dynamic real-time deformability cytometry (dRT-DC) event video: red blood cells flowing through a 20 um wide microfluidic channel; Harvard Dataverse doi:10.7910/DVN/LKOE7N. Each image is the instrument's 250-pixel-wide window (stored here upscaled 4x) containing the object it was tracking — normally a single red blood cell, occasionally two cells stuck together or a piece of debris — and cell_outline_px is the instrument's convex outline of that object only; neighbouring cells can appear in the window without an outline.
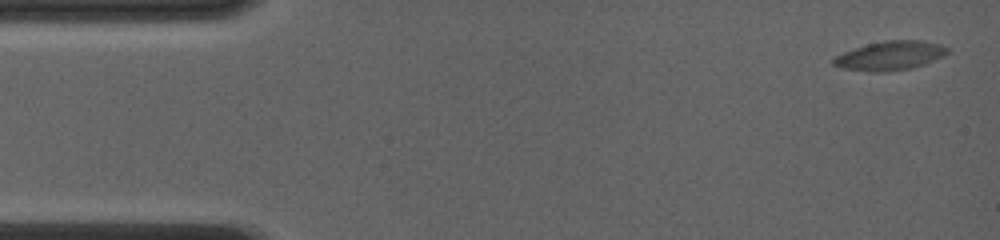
{"species": "common noctule bat (a hibernating species)", "species_latin": "Nyctalus noctula", "temperature_condition": "room temperature", "stored_images_in_passage": 8, "camera_frame_rate_fps": 4000, "um_per_image_px": 0.085, "animal": {"sex": "female", "body_mass_g": 19.0, "forearm_length_mm": 56.7}, "frame": {"image": 1, "passage_image": 1, "time_ms": 0.0, "image_size_px": [1000, 240], "cell_outline_px": [[948, 52], [944, 56], [924, 64], [912, 68], [884, 72], [876, 72], [844, 68], [832, 64], [832, 60], [836, 56], [844, 52], [868, 44], [884, 40], [924, 40], [940, 44], [948, 48]], "centroid_in_image_um": [75.7, 4.72], "position_along_channel_um": 9.3, "area_um2": 19.13}}
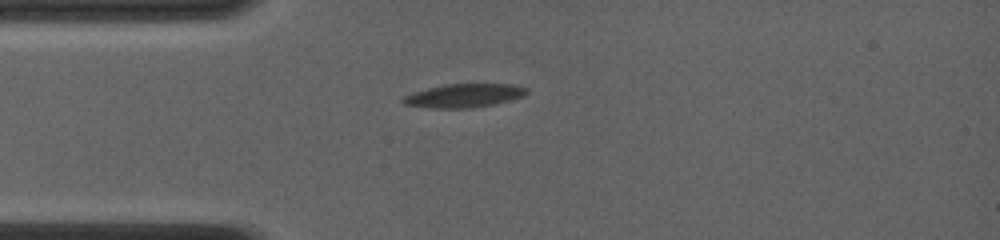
{"frame": {"image": 2, "passage_image": 7, "time_ms": 4.0, "image_size_px": [1000, 240], "cell_outline_px": [[528, 92], [524, 96], [492, 104], [468, 108], [432, 108], [404, 104], [400, 100], [404, 96], [428, 88], [444, 84], [512, 84], [528, 88]], "centroid_in_image_um": [39.44, 8.12], "position_along_channel_um": 45.6, "area_um2": 16.76}}